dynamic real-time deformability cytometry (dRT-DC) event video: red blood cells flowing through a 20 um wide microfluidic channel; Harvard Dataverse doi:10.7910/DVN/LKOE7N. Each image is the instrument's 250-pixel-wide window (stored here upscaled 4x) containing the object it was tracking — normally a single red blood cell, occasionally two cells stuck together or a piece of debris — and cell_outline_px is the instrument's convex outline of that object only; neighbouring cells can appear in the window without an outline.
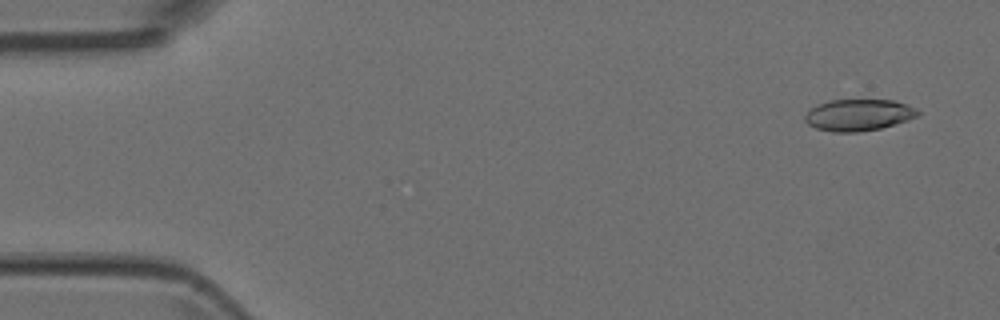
{"species": "Egyptian fruit bat (a non-hibernating species)", "species_latin": "Rousettus aegyptiacus", "temperature_condition": "room temperature", "stored_images_in_passage": 5, "camera_frame_rate_fps": 3000, "um_per_image_px": 0.085, "animal": {"sex": "female"}, "frame": {"image": 1, "passage_image": 1, "time_ms": 0.0, "image_size_px": [1000, 320], "cell_outline_px": [[920, 112], [916, 116], [908, 120], [880, 128], [856, 132], [832, 132], [816, 128], [808, 124], [804, 120], [804, 116], [812, 108], [828, 100], [892, 100], [916, 108]], "centroid_in_image_um": [72.96, 9.78], "position_along_channel_um": 12.0, "area_um2": 20.52}}
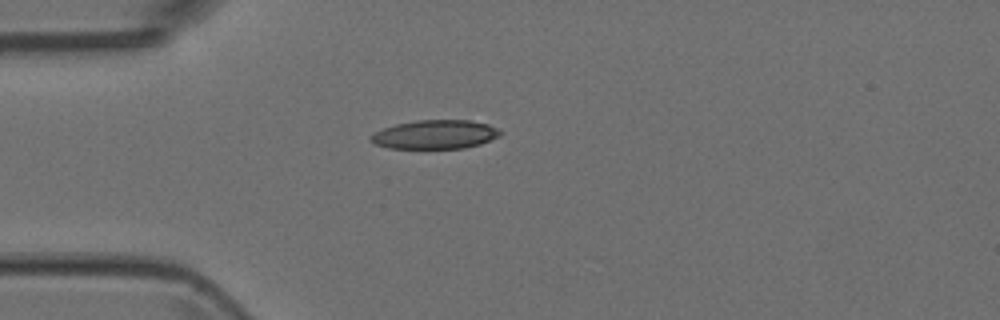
{"frame": {"image": 2, "passage_image": 4, "time_ms": 1.0, "image_size_px": [1000, 320], "cell_outline_px": [[500, 136], [480, 144], [464, 148], [388, 148], [376, 144], [368, 136], [384, 128], [396, 124], [416, 120], [468, 120], [488, 124], [496, 128], [500, 132]], "centroid_in_image_um": [36.98, 11.43], "position_along_channel_um": 48.0, "area_um2": 21.56}}